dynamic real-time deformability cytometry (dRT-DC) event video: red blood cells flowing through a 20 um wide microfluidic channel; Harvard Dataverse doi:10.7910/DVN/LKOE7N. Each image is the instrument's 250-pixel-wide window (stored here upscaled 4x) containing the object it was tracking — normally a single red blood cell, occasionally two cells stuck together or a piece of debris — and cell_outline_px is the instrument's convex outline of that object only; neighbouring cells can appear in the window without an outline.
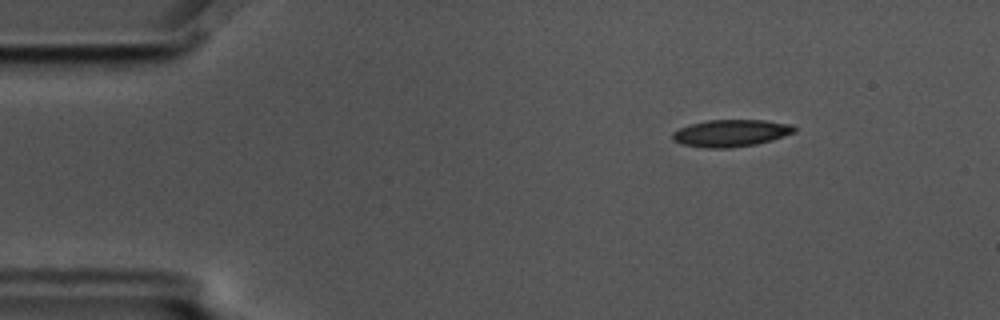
{"species": "common noctule bat (a hibernating species)", "species_latin": "Nyctalus noctula", "temperature_condition": "cold", "stored_images_in_passage": 4, "camera_frame_rate_fps": 3000, "um_per_image_px": 0.085, "animal": {"sex": "male", "body_mass_g": 17.5, "forearm_length_mm": 52.3}, "frame": {"image": 1, "passage_image": 1, "time_ms": 0.0, "image_size_px": [1000, 320], "cell_outline_px": [[796, 132], [772, 140], [756, 144], [728, 148], [708, 148], [684, 144], [672, 140], [672, 132], [680, 128], [692, 124], [708, 120], [764, 120], [792, 124], [796, 128]], "centroid_in_image_um": [62.16, 11.31], "position_along_channel_um": 22.8, "area_um2": 19.13}}